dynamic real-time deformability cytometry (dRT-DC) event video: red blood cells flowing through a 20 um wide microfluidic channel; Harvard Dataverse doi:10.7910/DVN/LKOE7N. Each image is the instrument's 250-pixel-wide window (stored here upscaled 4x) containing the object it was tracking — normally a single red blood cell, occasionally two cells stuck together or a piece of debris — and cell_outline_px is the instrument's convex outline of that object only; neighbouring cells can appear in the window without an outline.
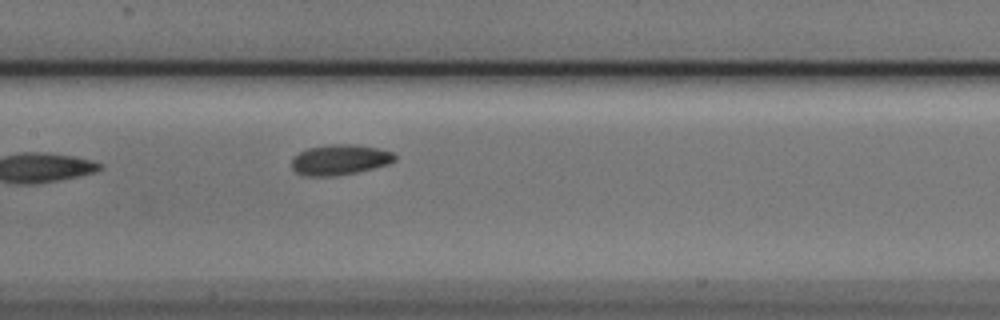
{"species": "Egyptian fruit bat (a non-hibernating species)", "species_latin": "Rousettus aegyptiacus", "temperature_condition": "cold", "stored_images_in_passage": 6, "camera_frame_rate_fps": 3000, "um_per_image_px": 0.085, "animal": {"sex": "male"}, "frame": {"image": 1, "passage_image": 6, "time_ms": 1.667, "image_size_px": [1000, 320], "cell_outline_px": [[396, 160], [388, 164], [356, 172], [332, 176], [304, 176], [296, 172], [292, 168], [292, 156], [308, 148], [324, 144], [356, 144], [396, 152]], "centroid_in_image_um": [28.88, 13.56], "position_along_channel_um": 178.5, "area_um2": 18.44}}